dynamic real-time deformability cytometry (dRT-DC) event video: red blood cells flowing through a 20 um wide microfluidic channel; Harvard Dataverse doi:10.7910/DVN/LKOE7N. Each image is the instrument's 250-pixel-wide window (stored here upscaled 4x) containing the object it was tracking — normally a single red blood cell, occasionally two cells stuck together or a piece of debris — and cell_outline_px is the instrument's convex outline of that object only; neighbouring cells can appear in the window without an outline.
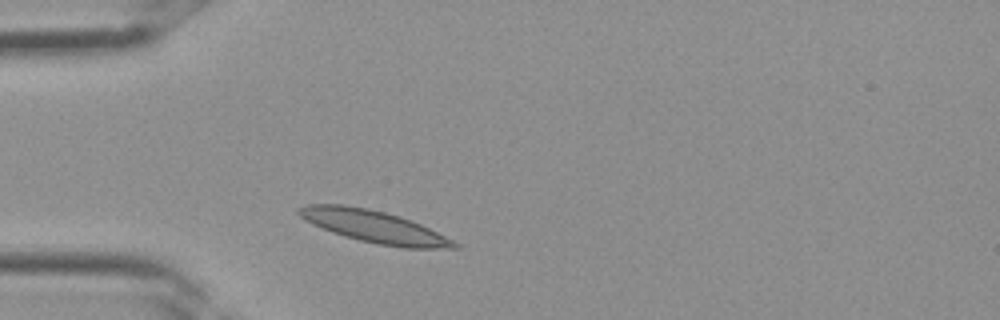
{"species": "Egyptian fruit bat (a non-hibernating species)", "species_latin": "Rousettus aegyptiacus", "temperature_condition": "room temperature", "stored_images_in_passage": 1, "camera_frame_rate_fps": 3000, "um_per_image_px": 0.085, "frame": {"image": 1, "passage_image": 1, "time_ms": 0.0, "image_size_px": [1000, 320], "cell_outline_px": [[460, 248], [404, 248], [376, 244], [344, 236], [332, 232], [312, 224], [304, 220], [296, 212], [296, 208], [308, 204], [344, 204], [368, 208], [400, 216], [412, 220], [460, 244]], "centroid_in_image_um": [31.75, 19.25], "position_along_channel_um": 53.2, "area_um2": 29.13}}